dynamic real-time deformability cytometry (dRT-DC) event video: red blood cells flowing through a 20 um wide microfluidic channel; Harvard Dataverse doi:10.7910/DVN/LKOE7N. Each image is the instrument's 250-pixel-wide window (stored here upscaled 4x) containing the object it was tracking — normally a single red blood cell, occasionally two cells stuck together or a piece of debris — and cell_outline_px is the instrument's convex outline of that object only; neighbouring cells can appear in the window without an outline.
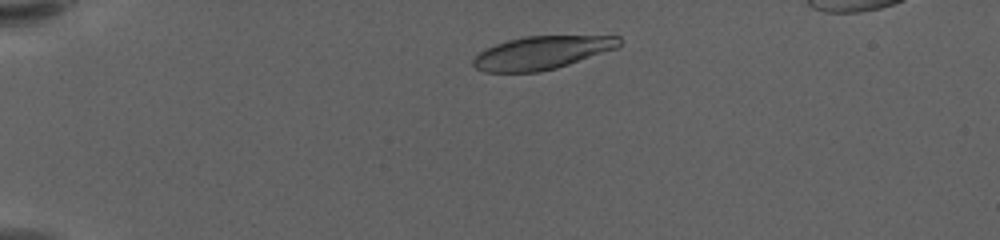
{"species": "human", "species_latin": "Homo sapiens", "temperature_condition": "warm", "stored_images_in_passage": 45, "camera_frame_rate_fps": 3000, "um_per_image_px": 0.085, "donor": {"sex": "female"}, "frame": {"image": 1, "passage_image": 4, "time_ms": 1.0, "image_size_px": [1000, 240], "cell_outline_px": [[624, 40], [616, 48], [556, 68], [540, 72], [484, 72], [476, 68], [472, 64], [472, 60], [484, 48], [508, 40], [524, 36], [620, 36]], "centroid_in_image_um": [46.03, 4.48], "position_along_channel_um": 39.0, "area_um2": 28.09}}
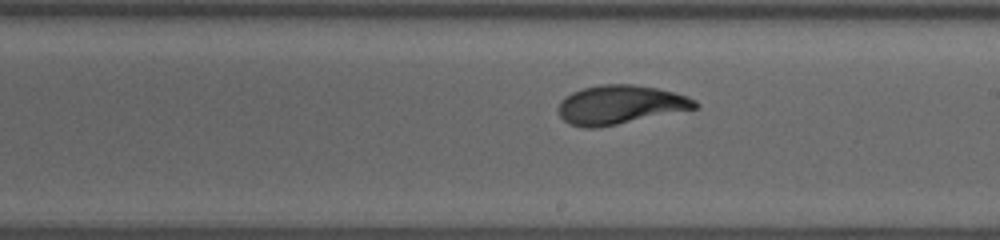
{"frame": {"image": 2, "passage_image": 26, "time_ms": 8.333, "image_size_px": [1000, 240], "cell_outline_px": [[700, 104], [696, 108], [616, 124], [592, 128], [584, 128], [568, 124], [560, 116], [560, 100], [564, 96], [572, 92], [584, 88], [600, 84], [632, 84], [656, 88], [688, 96], [696, 100]], "centroid_in_image_um": [52.7, 8.89], "position_along_channel_um": 236.3, "area_um2": 30.63}}
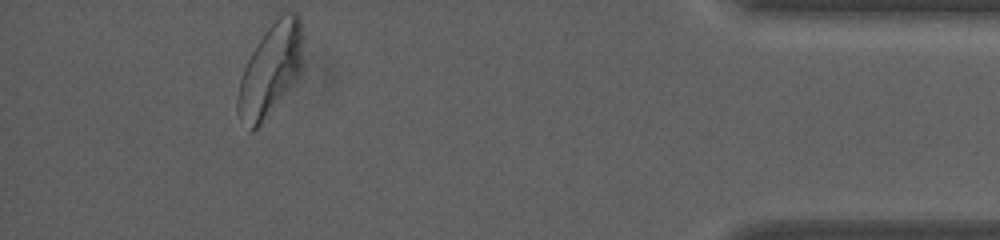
{"frame": {"image": 3, "passage_image": 45, "time_ms": 14.667, "image_size_px": [1000, 240], "cell_outline_px": [[300, 72], [260, 124], [252, 132], [248, 132], [236, 108], [236, 100], [240, 80], [244, 68], [256, 44], [264, 32], [284, 12], [296, 12], [300, 16]], "centroid_in_image_um": [22.92, 5.96], "position_along_channel_um": 412.3, "area_um2": 33.52}, "authors_computed_cell_mechanics": {"area_um2": 30.634, "velocity_mm_per_s": 3.5166, "shape_relaxation_time_tau1_ms": 4.8286, "shape_relaxation_time_tau2_ms": 1.1133, "deformation_change_tau1": 0.1978, "deformation_change_tau2": 0.0681}}